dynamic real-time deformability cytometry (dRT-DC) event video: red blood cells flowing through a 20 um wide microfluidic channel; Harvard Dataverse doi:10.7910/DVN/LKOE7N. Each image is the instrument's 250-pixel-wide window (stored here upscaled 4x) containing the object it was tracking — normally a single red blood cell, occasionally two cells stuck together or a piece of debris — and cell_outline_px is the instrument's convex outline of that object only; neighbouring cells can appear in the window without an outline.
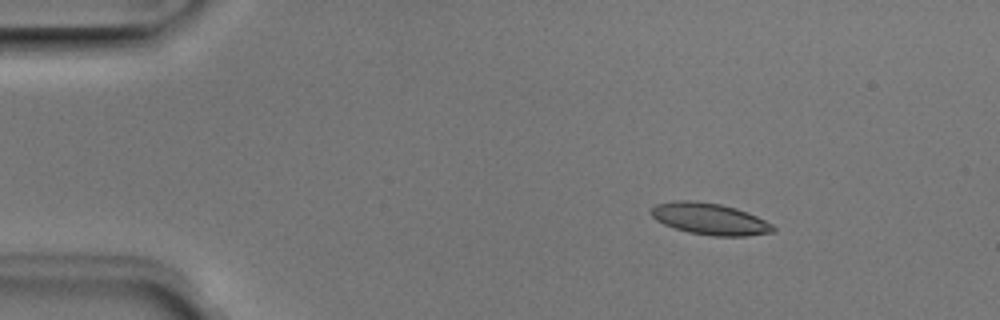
{"species": "Egyptian fruit bat (a non-hibernating species)", "species_latin": "Rousettus aegyptiacus", "temperature_condition": "room temperature", "stored_images_in_passage": 5, "camera_frame_rate_fps": 3000, "um_per_image_px": 0.085, "animal": {"sex": "male"}, "frame": {"image": 1, "passage_image": 3, "time_ms": 0.667, "image_size_px": [1000, 320], "cell_outline_px": [[776, 232], [744, 236], [712, 236], [688, 232], [664, 224], [656, 220], [652, 216], [652, 208], [656, 204], [676, 200], [692, 200], [720, 204], [736, 208], [748, 212], [772, 224], [776, 228]], "centroid_in_image_um": [60.36, 18.61], "position_along_channel_um": 24.6, "area_um2": 22.43}}